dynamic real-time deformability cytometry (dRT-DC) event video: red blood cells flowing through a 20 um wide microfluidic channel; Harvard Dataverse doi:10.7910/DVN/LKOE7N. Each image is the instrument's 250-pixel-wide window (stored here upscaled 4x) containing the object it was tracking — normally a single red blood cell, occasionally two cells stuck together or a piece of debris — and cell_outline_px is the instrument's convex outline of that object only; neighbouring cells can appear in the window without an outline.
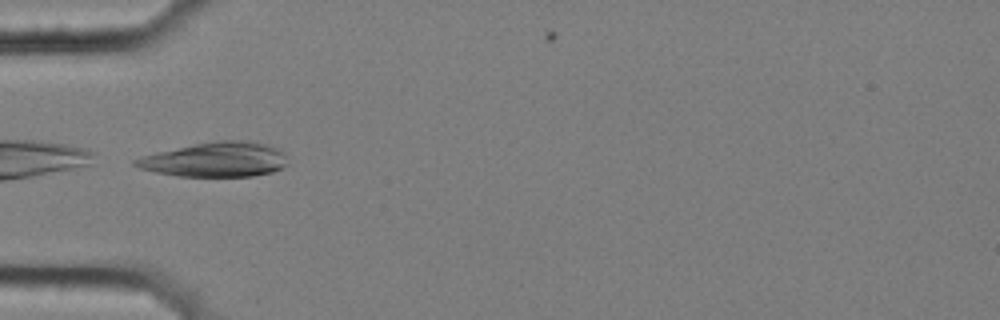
{"species": "common noctule bat (a hibernating species)", "species_latin": "Nyctalus noctula", "temperature_condition": "cold", "stored_images_in_passage": 12, "camera_frame_rate_fps": 3000, "um_per_image_px": 0.085, "animal": {"sex": "female", "body_mass_g": 25.1}, "frame": {"image": 1, "passage_image": 3, "time_ms": 0.667, "image_size_px": [1000, 320], "cell_outline_px": [[288, 164], [272, 172], [252, 176], [176, 176], [156, 172], [140, 168], [132, 164], [132, 160], [156, 152], [196, 144], [220, 140], [248, 140], [268, 144], [276, 148], [284, 156]], "centroid_in_image_um": [18.31, 13.56], "position_along_channel_um": 66.7, "area_um2": 30.46}}
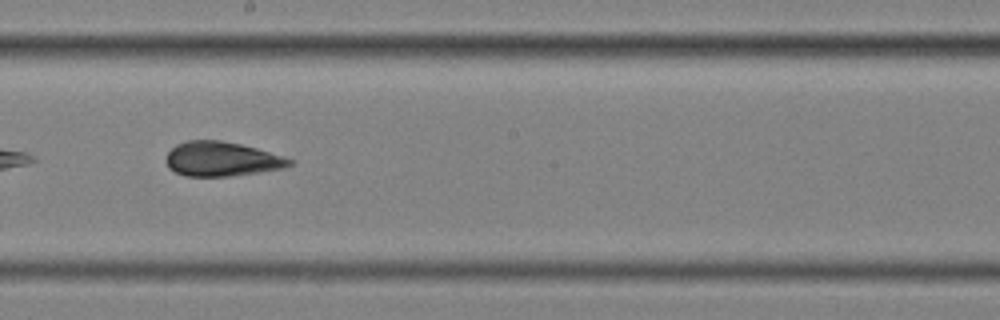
{"frame": {"image": 2, "passage_image": 7, "time_ms": 2.0, "image_size_px": [1000, 320], "cell_outline_px": [[296, 160], [292, 164], [284, 168], [260, 172], [232, 176], [184, 176], [168, 168], [164, 160], [168, 152], [176, 144], [188, 140], [220, 140], [240, 144], [256, 148], [284, 156]], "centroid_in_image_um": [18.84, 13.52], "position_along_channel_um": 229.4, "area_um2": 25.03}}
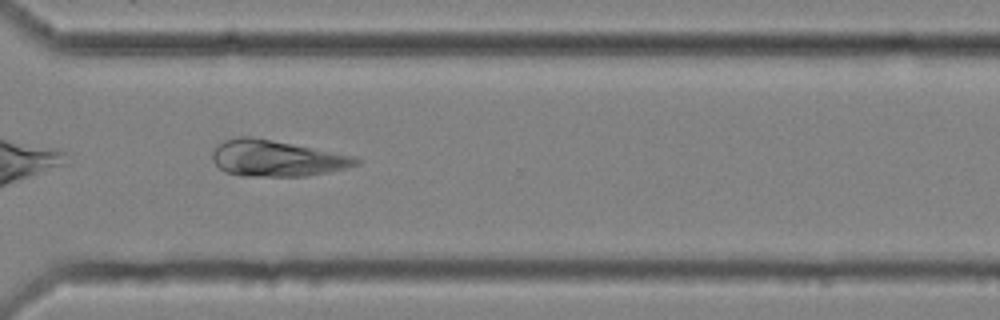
{"frame": {"image": 3, "passage_image": 10, "time_ms": 3.0, "image_size_px": [1000, 320], "cell_outline_px": [[360, 164], [328, 172], [308, 176], [244, 176], [224, 172], [212, 160], [212, 152], [216, 144], [224, 140], [240, 136], [252, 136], [356, 156], [360, 160]], "centroid_in_image_um": [23.48, 13.45], "position_along_channel_um": 347.1, "area_um2": 30.4}}